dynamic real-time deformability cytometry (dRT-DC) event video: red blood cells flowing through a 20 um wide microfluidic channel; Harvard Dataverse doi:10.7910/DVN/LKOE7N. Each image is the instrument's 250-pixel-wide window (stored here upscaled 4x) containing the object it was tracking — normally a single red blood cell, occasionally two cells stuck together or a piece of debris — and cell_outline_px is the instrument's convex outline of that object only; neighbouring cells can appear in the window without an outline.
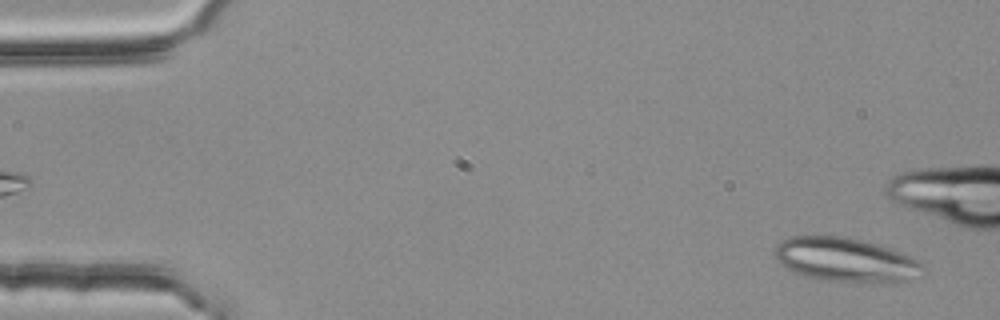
{"species": "common noctule bat (a hibernating species)", "species_latin": "Nyctalus noctula", "temperature_condition": "room temperature", "stored_images_in_passage": 52, "camera_frame_rate_fps": 3000, "um_per_image_px": 0.085, "animal": {"sex": "female", "body_mass_g": 25.1}, "frame": {"image": 1, "passage_image": 2, "time_ms": 0.333, "image_size_px": [1000, 320], "cell_outline_px": [[924, 268], [908, 280], [872, 284], [824, 280], [804, 276], [784, 268], [780, 264], [776, 256], [776, 244], [792, 236], [840, 236], [860, 240], [888, 248], [908, 256], [924, 264]], "centroid_in_image_um": [71.83, 22.11], "position_along_channel_um": 13.2, "area_um2": 37.69}}
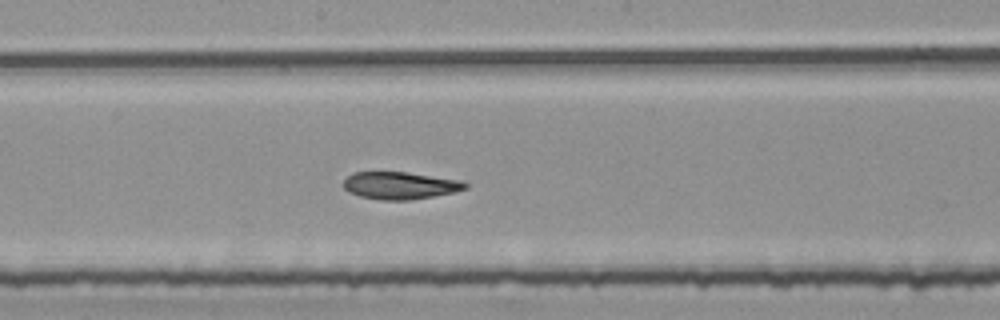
{"frame": {"image": 2, "passage_image": 28, "time_ms": 9.0, "image_size_px": [1000, 320], "cell_outline_px": [[468, 188], [456, 192], [412, 200], [380, 200], [360, 196], [348, 192], [344, 188], [344, 180], [352, 172], [408, 172], [460, 180], [468, 184]], "centroid_in_image_um": [34.02, 15.77], "position_along_channel_um": 214.2, "area_um2": 19.54}}
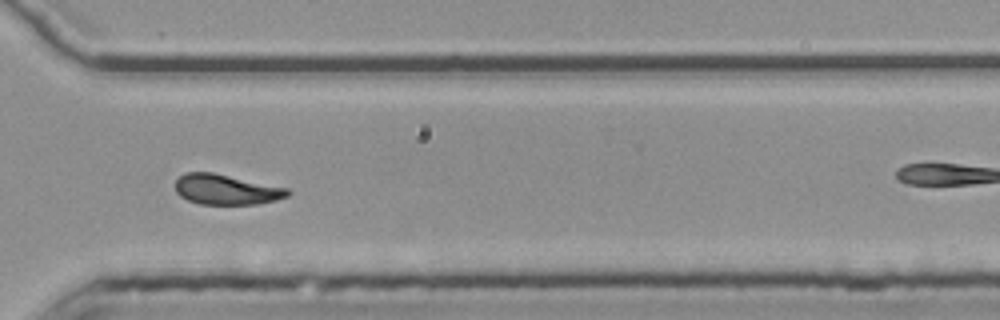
{"frame": {"image": 3, "passage_image": 39, "time_ms": 12.667, "image_size_px": [1000, 320], "cell_outline_px": [[292, 192], [288, 196], [276, 200], [256, 204], [200, 204], [188, 200], [180, 196], [176, 192], [176, 180], [184, 172], [212, 172], [288, 188]], "centroid_in_image_um": [19.23, 16.11], "position_along_channel_um": 351.4, "area_um2": 19.77}, "authors_computed_cell_mechanics": {"area_um2": 20.4612, "velocity_mm_per_s": 3.7444, "shape_relaxation_time_tau1_ms": 5.513, "shape_relaxation_time_tau2_ms": 2.6855, "deformation_change_tau1": 0.1622, "deformation_change_tau2": 0.0951}}